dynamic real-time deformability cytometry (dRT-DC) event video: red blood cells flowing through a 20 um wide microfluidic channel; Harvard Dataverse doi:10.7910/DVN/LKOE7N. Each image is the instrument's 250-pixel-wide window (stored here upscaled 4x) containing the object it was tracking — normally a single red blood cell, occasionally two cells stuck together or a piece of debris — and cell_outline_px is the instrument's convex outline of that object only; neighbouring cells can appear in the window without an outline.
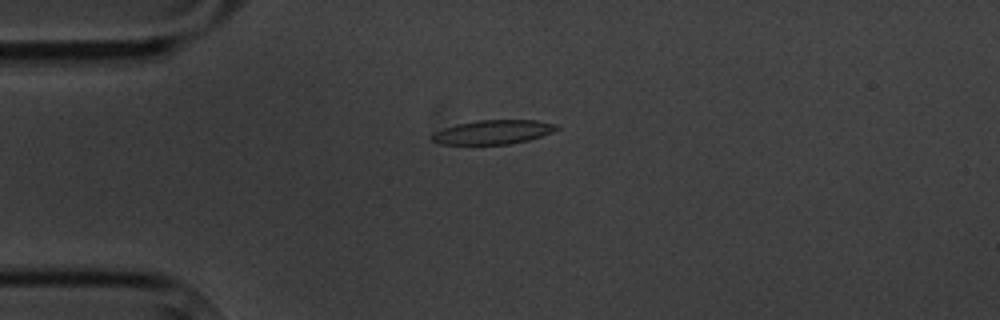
{"species": "common noctule bat (a hibernating species)", "species_latin": "Nyctalus noctula", "temperature_condition": "cold", "stored_images_in_passage": 3, "camera_frame_rate_fps": 3000, "um_per_image_px": 0.085, "animal": {"sex": "male", "body_mass_g": 20.1, "forearm_length_mm": 53.5}, "frame": {"image": 1, "passage_image": 3, "time_ms": 2.333, "image_size_px": [1000, 320], "cell_outline_px": [[560, 128], [552, 132], [528, 140], [508, 144], [440, 144], [432, 140], [428, 136], [432, 132], [456, 124], [476, 120], [536, 120], [556, 124]], "centroid_in_image_um": [41.86, 11.22], "position_along_channel_um": 43.1, "area_um2": 17.57}}